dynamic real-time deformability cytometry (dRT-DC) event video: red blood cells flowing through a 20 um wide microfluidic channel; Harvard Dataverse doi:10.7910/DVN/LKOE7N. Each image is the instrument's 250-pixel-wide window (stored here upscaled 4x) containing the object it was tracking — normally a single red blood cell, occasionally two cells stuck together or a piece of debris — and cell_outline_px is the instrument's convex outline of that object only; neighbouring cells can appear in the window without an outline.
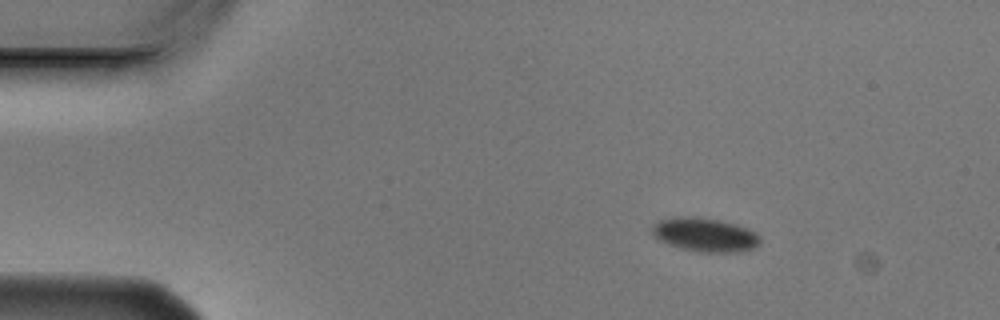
{"species": "Egyptian fruit bat (a non-hibernating species)", "species_latin": "Rousettus aegyptiacus", "temperature_condition": "cold", "stored_images_in_passage": 4, "camera_frame_rate_fps": 3000, "um_per_image_px": 0.085, "animal": {"sex": "male"}, "frame": {"image": 1, "passage_image": 1, "time_ms": 0.0, "image_size_px": [1000, 320], "cell_outline_px": [[760, 240], [752, 248], [740, 252], [700, 252], [680, 248], [668, 244], [660, 240], [652, 232], [652, 228], [660, 220], [692, 216], [716, 220], [736, 224], [760, 236]], "centroid_in_image_um": [59.92, 19.97], "position_along_channel_um": 25.1, "area_um2": 20.58}}
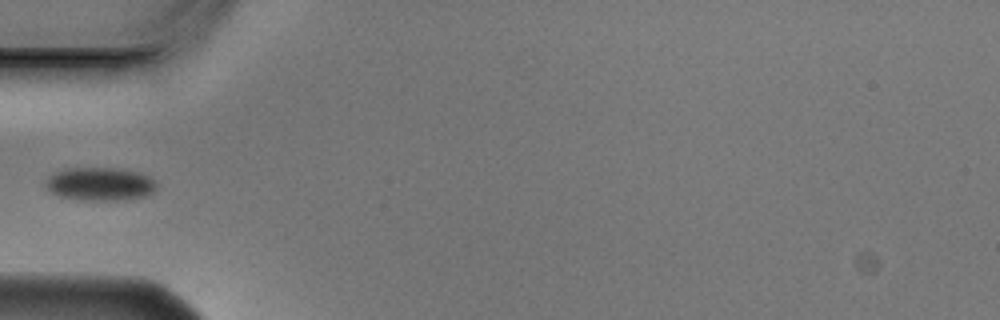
{"frame": {"image": 2, "passage_image": 3, "time_ms": 0.667, "image_size_px": [1000, 320], "cell_outline_px": [[156, 188], [152, 192], [144, 196], [120, 200], [80, 200], [60, 196], [48, 192], [44, 184], [44, 180], [48, 176], [64, 168], [124, 168], [140, 172], [156, 180]], "centroid_in_image_um": [8.47, 15.63], "position_along_channel_um": 76.5, "area_um2": 21.85}}
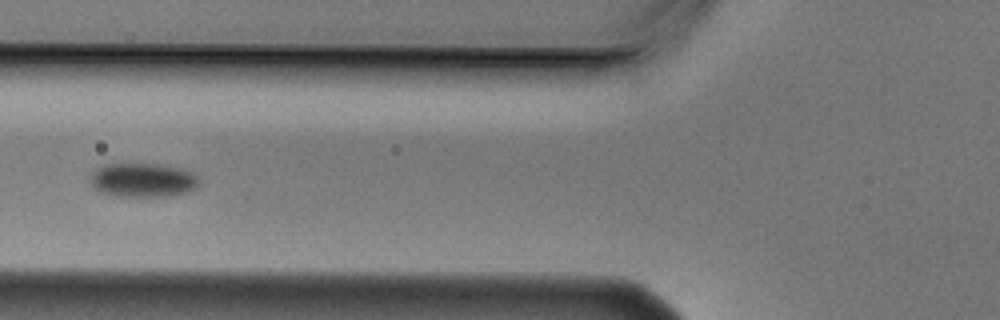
{"frame": {"image": 3, "passage_image": 4, "time_ms": 1.0, "image_size_px": [1000, 320], "cell_outline_px": [[200, 184], [196, 188], [188, 192], [168, 196], [112, 196], [100, 192], [88, 180], [88, 176], [96, 168], [104, 164], [160, 164], [184, 168], [192, 172], [200, 180]], "centroid_in_image_um": [12.14, 15.3], "position_along_channel_um": 113.7, "area_um2": 21.96}}